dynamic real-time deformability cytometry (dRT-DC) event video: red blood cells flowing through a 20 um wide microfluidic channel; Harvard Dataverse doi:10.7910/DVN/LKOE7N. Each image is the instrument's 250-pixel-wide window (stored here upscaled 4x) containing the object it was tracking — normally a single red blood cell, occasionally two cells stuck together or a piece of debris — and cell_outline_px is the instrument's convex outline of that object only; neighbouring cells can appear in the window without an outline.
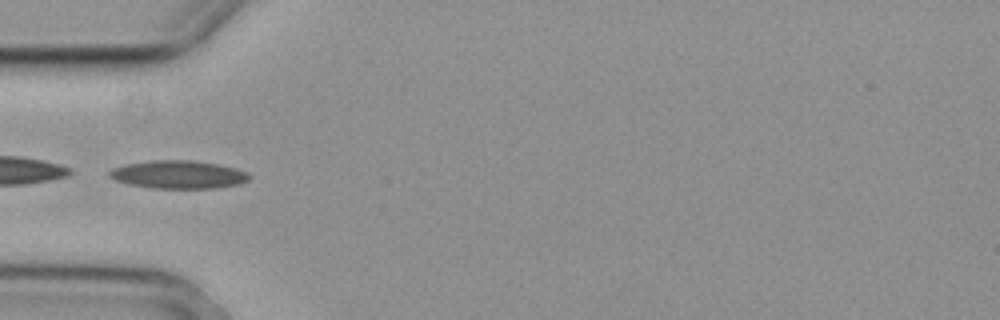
{"species": "common noctule bat (a hibernating species)", "species_latin": "Nyctalus noctula", "temperature_condition": "cold", "stored_images_in_passage": 5, "camera_frame_rate_fps": 3000, "um_per_image_px": 0.085, "animal": {"sex": "female", "body_mass_g": 29.2, "forearm_length_mm": 56.3}, "frame": {"image": 1, "passage_image": 2, "time_ms": 0.333, "image_size_px": [1000, 320], "cell_outline_px": [[252, 176], [248, 180], [240, 184], [212, 188], [152, 188], [128, 184], [116, 180], [108, 176], [108, 172], [112, 168], [128, 164], [152, 160], [196, 160], [236, 168], [248, 172]], "centroid_in_image_um": [15.18, 14.83], "position_along_channel_um": 69.8, "area_um2": 22.89}}
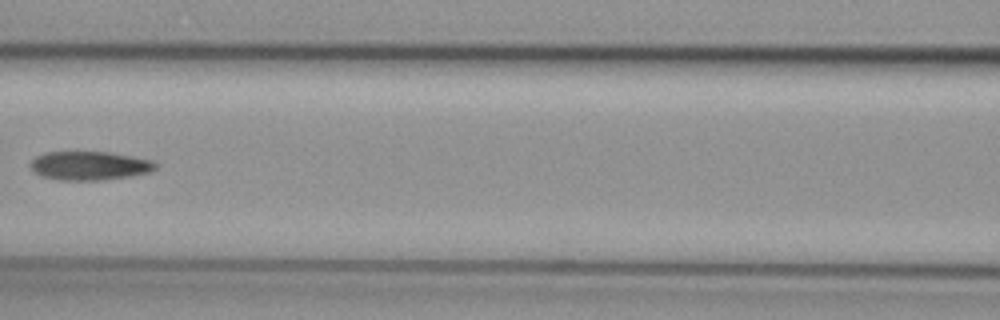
{"frame": {"image": 2, "passage_image": 4, "time_ms": 1.0, "image_size_px": [1000, 320], "cell_outline_px": [[160, 164], [152, 172], [132, 176], [104, 180], [56, 180], [40, 176], [32, 172], [28, 164], [36, 156], [44, 152], [108, 152], [152, 160]], "centroid_in_image_um": [7.59, 14.09], "position_along_channel_um": 159.0, "area_um2": 21.39}}
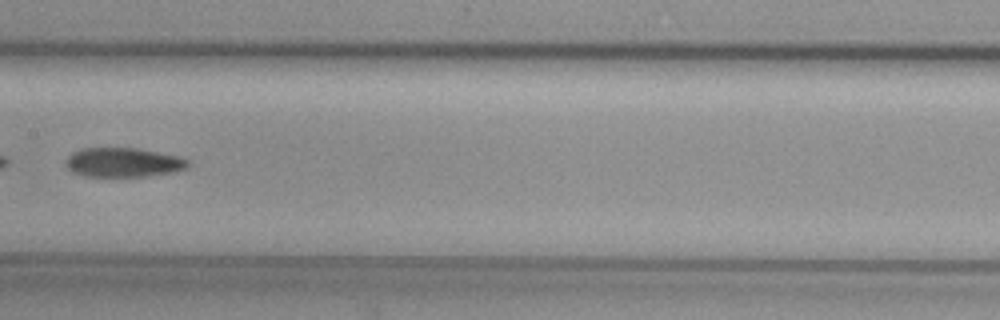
{"frame": {"image": 3, "passage_image": 5, "time_ms": 1.333, "image_size_px": [1000, 320], "cell_outline_px": [[192, 164], [188, 168], [176, 172], [148, 176], [84, 176], [72, 172], [64, 164], [64, 160], [72, 152], [80, 148], [136, 148], [180, 156], [188, 160]], "centroid_in_image_um": [10.5, 13.8], "position_along_channel_um": 196.9, "area_um2": 21.21}}